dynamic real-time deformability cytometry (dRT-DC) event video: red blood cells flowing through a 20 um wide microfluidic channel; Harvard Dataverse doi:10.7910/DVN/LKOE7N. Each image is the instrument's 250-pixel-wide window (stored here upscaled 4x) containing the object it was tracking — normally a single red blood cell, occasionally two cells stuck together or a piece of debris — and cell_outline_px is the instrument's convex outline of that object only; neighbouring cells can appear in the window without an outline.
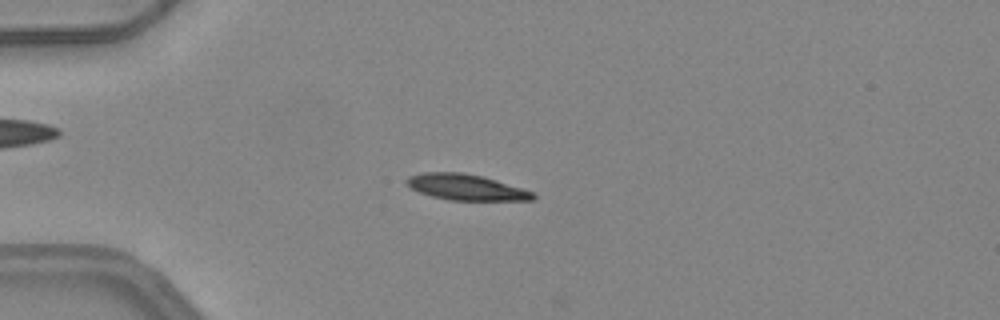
{"species": "common noctule bat (a hibernating species)", "species_latin": "Nyctalus noctula", "temperature_condition": "warm", "stored_images_in_passage": 49, "camera_frame_rate_fps": 3000, "um_per_image_px": 0.085, "animal": {"sex": "female", "body_mass_g": 24.6, "forearm_length_mm": 56.2}, "frame": {"image": 1, "passage_image": 13, "time_ms": 4.0, "image_size_px": [1000, 320], "cell_outline_px": [[536, 196], [532, 200], [448, 200], [432, 196], [420, 192], [404, 184], [404, 180], [408, 176], [424, 172], [464, 172], [484, 176], [536, 192]], "centroid_in_image_um": [39.62, 15.9], "position_along_channel_um": 45.4, "area_um2": 19.31}}
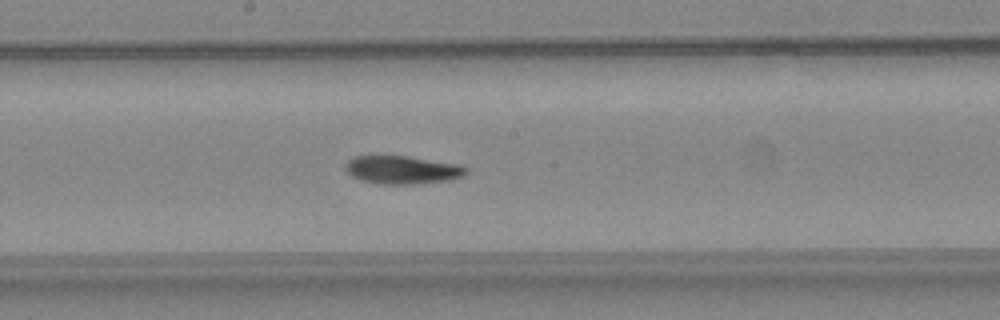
{"frame": {"image": 2, "passage_image": 27, "time_ms": 8.667, "image_size_px": [1000, 320], "cell_outline_px": [[468, 172], [464, 176], [452, 180], [412, 184], [380, 184], [360, 180], [352, 176], [344, 168], [344, 164], [348, 160], [356, 156], [404, 156], [460, 164], [468, 168]], "centroid_in_image_um": [34.22, 14.44], "position_along_channel_um": 214.0, "area_um2": 19.88}}
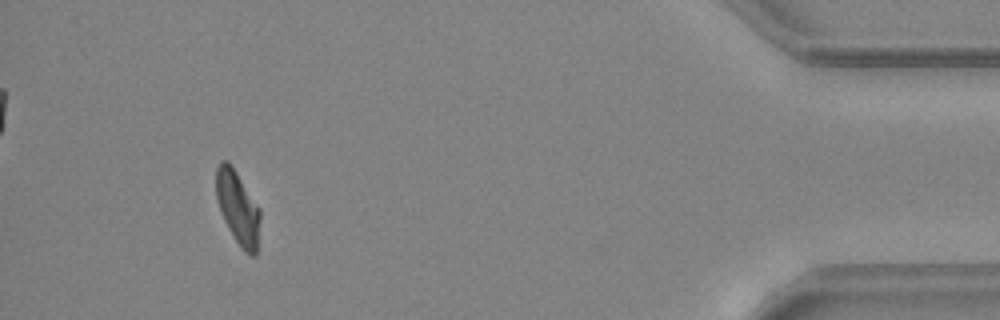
{"frame": {"image": 3, "passage_image": 46, "time_ms": 15.0, "image_size_px": [1000, 320], "cell_outline_px": [[260, 220], [256, 256], [248, 256], [240, 248], [228, 228], [224, 220], [216, 196], [216, 168], [220, 160], [228, 160], [260, 208]], "centroid_in_image_um": [20.22, 17.68], "position_along_channel_um": 415.0, "area_um2": 18.84}, "authors_computed_cell_mechanics": {"area_um2": 19.4208, "velocity_mm_per_s": 4.1662, "shape_relaxation_time_tau1_ms": 5.4804, "shape_relaxation_time_tau2_ms": 4.2607, "deformation_change_tau1": 0.203, "deformation_change_tau2": 0.1017}}